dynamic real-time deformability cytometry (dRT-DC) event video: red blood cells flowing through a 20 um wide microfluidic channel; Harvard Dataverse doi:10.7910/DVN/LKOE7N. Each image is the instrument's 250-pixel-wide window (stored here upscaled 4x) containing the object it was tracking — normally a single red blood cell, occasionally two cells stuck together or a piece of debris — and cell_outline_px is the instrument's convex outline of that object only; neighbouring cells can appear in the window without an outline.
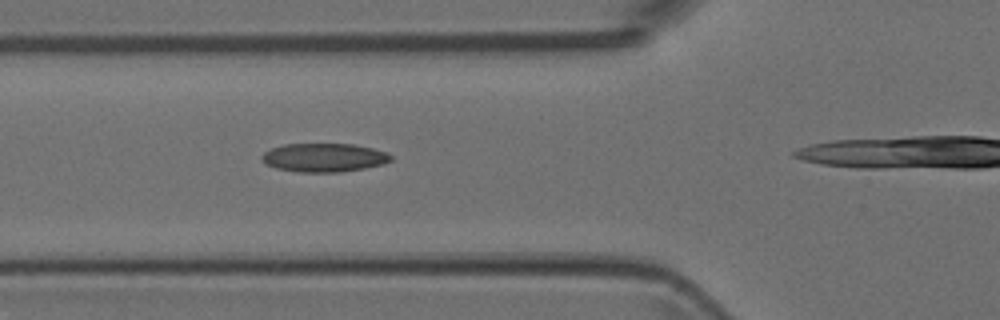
{"species": "Egyptian fruit bat (a non-hibernating species)", "species_latin": "Rousettus aegyptiacus", "temperature_condition": "room temperature", "stored_images_in_passage": 2, "camera_frame_rate_fps": 3000, "um_per_image_px": 0.085, "animal": {"sex": "female"}, "frame": {"image": 1, "passage_image": 2, "time_ms": 0.333, "image_size_px": [1000, 320], "cell_outline_px": [[392, 160], [384, 164], [364, 168], [340, 172], [300, 172], [276, 168], [260, 160], [260, 156], [264, 152], [272, 148], [284, 144], [352, 144], [372, 148], [388, 152], [392, 156]], "centroid_in_image_um": [27.55, 13.39], "position_along_channel_um": 98.2, "area_um2": 21.56}}